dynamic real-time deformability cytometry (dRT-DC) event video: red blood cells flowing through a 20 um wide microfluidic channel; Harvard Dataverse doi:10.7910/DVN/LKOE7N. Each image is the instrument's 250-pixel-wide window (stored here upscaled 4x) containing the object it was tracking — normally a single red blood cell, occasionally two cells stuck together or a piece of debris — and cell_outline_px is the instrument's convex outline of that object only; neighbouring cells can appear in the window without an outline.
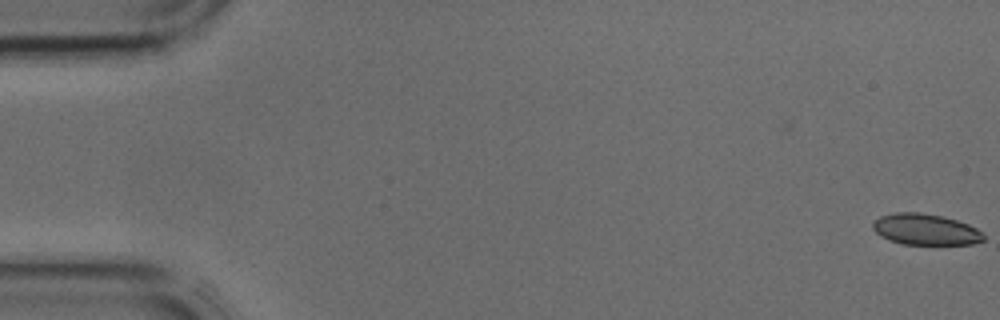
{"species": "common noctule bat (a hibernating species)", "species_latin": "Nyctalus noctula", "temperature_condition": "cold", "stored_images_in_passage": 43, "camera_frame_rate_fps": 3000, "um_per_image_px": 0.085, "animal": {"sex": "male", "body_mass_g": 17.9, "forearm_length_mm": 54.2}, "frame": {"image": 1, "passage_image": 1, "time_ms": 0.0, "image_size_px": [1000, 320], "cell_outline_px": [[984, 240], [972, 244], [904, 244], [888, 240], [880, 236], [872, 228], [872, 224], [880, 216], [896, 212], [920, 212], [944, 216], [968, 224], [976, 228], [984, 236]], "centroid_in_image_um": [78.64, 19.49], "position_along_channel_um": 6.4, "area_um2": 20.06}}
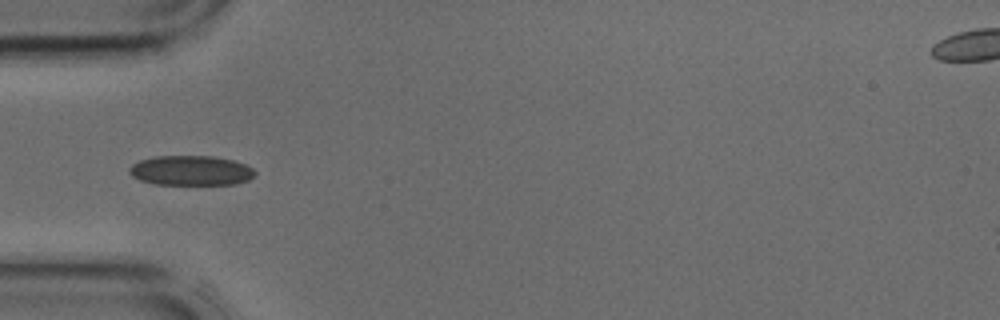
{"frame": {"image": 2, "passage_image": 14, "time_ms": 4.333, "image_size_px": [1000, 320], "cell_outline_px": [[256, 176], [248, 180], [236, 184], [156, 184], [140, 180], [132, 176], [128, 172], [128, 168], [132, 164], [140, 160], [156, 156], [212, 156], [232, 160], [244, 164], [252, 168], [256, 172]], "centroid_in_image_um": [16.22, 14.49], "position_along_channel_um": 68.8, "area_um2": 21.85}}
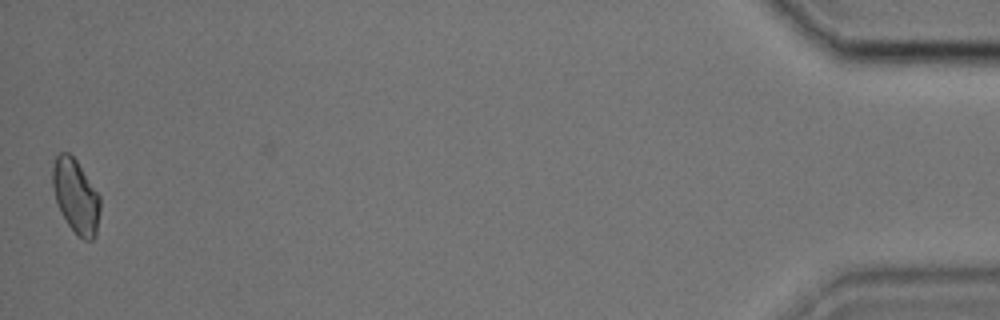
{"frame": {"image": 3, "passage_image": 43, "time_ms": 14.0, "image_size_px": [1000, 320], "cell_outline_px": [[100, 212], [96, 236], [92, 240], [84, 240], [68, 224], [56, 204], [52, 184], [52, 168], [56, 156], [60, 152], [68, 152], [76, 160], [100, 196]], "centroid_in_image_um": [6.44, 16.67], "position_along_channel_um": 428.8, "area_um2": 20.4}}